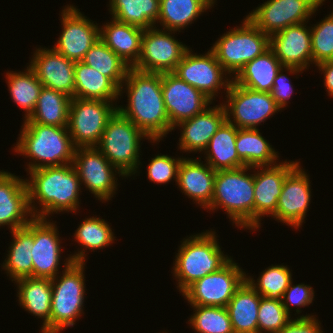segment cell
I'll return each mask as SVG.
<instances>
[{"label":"cell","mask_w":333,"mask_h":333,"mask_svg":"<svg viewBox=\"0 0 333 333\" xmlns=\"http://www.w3.org/2000/svg\"><path fill=\"white\" fill-rule=\"evenodd\" d=\"M123 88L127 92L128 105H119L117 110L138 127L150 142H160L169 131L174 130L164 106L161 73L130 67L121 85L120 96L124 93Z\"/></svg>","instance_id":"6da1fadb"},{"label":"cell","mask_w":333,"mask_h":333,"mask_svg":"<svg viewBox=\"0 0 333 333\" xmlns=\"http://www.w3.org/2000/svg\"><path fill=\"white\" fill-rule=\"evenodd\" d=\"M29 206L33 217H49L53 212H75L79 206L80 179L72 163L29 171ZM42 210L38 211L35 201ZM35 203V204H33ZM33 204V205H32Z\"/></svg>","instance_id":"7a4b0ae2"},{"label":"cell","mask_w":333,"mask_h":333,"mask_svg":"<svg viewBox=\"0 0 333 333\" xmlns=\"http://www.w3.org/2000/svg\"><path fill=\"white\" fill-rule=\"evenodd\" d=\"M19 134L15 152L30 157L27 172L47 166L71 164L76 147L67 126H50L24 123ZM41 162V163H40Z\"/></svg>","instance_id":"3957f363"},{"label":"cell","mask_w":333,"mask_h":333,"mask_svg":"<svg viewBox=\"0 0 333 333\" xmlns=\"http://www.w3.org/2000/svg\"><path fill=\"white\" fill-rule=\"evenodd\" d=\"M85 249L70 255L64 263L63 276L51 279L52 299L50 333H60L75 325L82 315L85 294L84 265ZM59 278V279H58Z\"/></svg>","instance_id":"277c9868"},{"label":"cell","mask_w":333,"mask_h":333,"mask_svg":"<svg viewBox=\"0 0 333 333\" xmlns=\"http://www.w3.org/2000/svg\"><path fill=\"white\" fill-rule=\"evenodd\" d=\"M216 237L214 231L206 230L183 239L172 272L181 293L195 281L220 270L232 259L224 255Z\"/></svg>","instance_id":"5b68a950"},{"label":"cell","mask_w":333,"mask_h":333,"mask_svg":"<svg viewBox=\"0 0 333 333\" xmlns=\"http://www.w3.org/2000/svg\"><path fill=\"white\" fill-rule=\"evenodd\" d=\"M252 167L217 170L211 204L206 208H223L238 228L254 229V174Z\"/></svg>","instance_id":"8992f818"},{"label":"cell","mask_w":333,"mask_h":333,"mask_svg":"<svg viewBox=\"0 0 333 333\" xmlns=\"http://www.w3.org/2000/svg\"><path fill=\"white\" fill-rule=\"evenodd\" d=\"M147 136L118 110L108 120L96 146L108 161L123 175H135L140 165L142 138Z\"/></svg>","instance_id":"52a82bcc"},{"label":"cell","mask_w":333,"mask_h":333,"mask_svg":"<svg viewBox=\"0 0 333 333\" xmlns=\"http://www.w3.org/2000/svg\"><path fill=\"white\" fill-rule=\"evenodd\" d=\"M236 27L220 36L211 50L228 74L237 75L248 62L269 49L270 37L247 17Z\"/></svg>","instance_id":"ba28073f"},{"label":"cell","mask_w":333,"mask_h":333,"mask_svg":"<svg viewBox=\"0 0 333 333\" xmlns=\"http://www.w3.org/2000/svg\"><path fill=\"white\" fill-rule=\"evenodd\" d=\"M116 111L113 101L72 98L67 128L74 146L96 147Z\"/></svg>","instance_id":"9c48e42d"},{"label":"cell","mask_w":333,"mask_h":333,"mask_svg":"<svg viewBox=\"0 0 333 333\" xmlns=\"http://www.w3.org/2000/svg\"><path fill=\"white\" fill-rule=\"evenodd\" d=\"M226 94L228 104L223 105L227 121L240 129H257L258 124L281 110L271 93L248 89L233 80Z\"/></svg>","instance_id":"30bf717a"},{"label":"cell","mask_w":333,"mask_h":333,"mask_svg":"<svg viewBox=\"0 0 333 333\" xmlns=\"http://www.w3.org/2000/svg\"><path fill=\"white\" fill-rule=\"evenodd\" d=\"M232 259L220 270L195 281L182 295L190 305L226 307L246 280V273Z\"/></svg>","instance_id":"8fae6325"},{"label":"cell","mask_w":333,"mask_h":333,"mask_svg":"<svg viewBox=\"0 0 333 333\" xmlns=\"http://www.w3.org/2000/svg\"><path fill=\"white\" fill-rule=\"evenodd\" d=\"M175 32L159 30L154 26L145 29L141 39L139 59L133 68L154 73L174 72L189 49L170 35Z\"/></svg>","instance_id":"7c38bea8"},{"label":"cell","mask_w":333,"mask_h":333,"mask_svg":"<svg viewBox=\"0 0 333 333\" xmlns=\"http://www.w3.org/2000/svg\"><path fill=\"white\" fill-rule=\"evenodd\" d=\"M325 0H267L246 17L269 37L306 22Z\"/></svg>","instance_id":"4fadbf2b"},{"label":"cell","mask_w":333,"mask_h":333,"mask_svg":"<svg viewBox=\"0 0 333 333\" xmlns=\"http://www.w3.org/2000/svg\"><path fill=\"white\" fill-rule=\"evenodd\" d=\"M72 165L80 183H83L98 200H111L118 186L116 173L123 175L97 147L76 148Z\"/></svg>","instance_id":"5bb4252c"},{"label":"cell","mask_w":333,"mask_h":333,"mask_svg":"<svg viewBox=\"0 0 333 333\" xmlns=\"http://www.w3.org/2000/svg\"><path fill=\"white\" fill-rule=\"evenodd\" d=\"M173 73L181 80H184L201 91L212 101L215 99L214 96H217L219 93L218 90L220 91L222 87H224L227 92L233 80L224 77V75L227 76L228 73L217 61L211 49L208 50L205 55L193 54L192 51L188 49Z\"/></svg>","instance_id":"9a60e30c"},{"label":"cell","mask_w":333,"mask_h":333,"mask_svg":"<svg viewBox=\"0 0 333 333\" xmlns=\"http://www.w3.org/2000/svg\"><path fill=\"white\" fill-rule=\"evenodd\" d=\"M73 5L62 10V32L53 49L74 62L82 61L100 38V28Z\"/></svg>","instance_id":"2e32d148"},{"label":"cell","mask_w":333,"mask_h":333,"mask_svg":"<svg viewBox=\"0 0 333 333\" xmlns=\"http://www.w3.org/2000/svg\"><path fill=\"white\" fill-rule=\"evenodd\" d=\"M162 94L169 122L175 129L179 122L201 113L212 101L176 74L161 73Z\"/></svg>","instance_id":"e0dca14e"},{"label":"cell","mask_w":333,"mask_h":333,"mask_svg":"<svg viewBox=\"0 0 333 333\" xmlns=\"http://www.w3.org/2000/svg\"><path fill=\"white\" fill-rule=\"evenodd\" d=\"M299 164L287 174L278 198L276 212L272 215L279 222L297 229L305 221L311 200L309 175Z\"/></svg>","instance_id":"ac0fdd59"},{"label":"cell","mask_w":333,"mask_h":333,"mask_svg":"<svg viewBox=\"0 0 333 333\" xmlns=\"http://www.w3.org/2000/svg\"><path fill=\"white\" fill-rule=\"evenodd\" d=\"M298 163L286 160L272 166L254 167L258 170L254 173V229L261 226L262 216L276 212L285 178Z\"/></svg>","instance_id":"d6986e66"},{"label":"cell","mask_w":333,"mask_h":333,"mask_svg":"<svg viewBox=\"0 0 333 333\" xmlns=\"http://www.w3.org/2000/svg\"><path fill=\"white\" fill-rule=\"evenodd\" d=\"M41 48L35 50L29 68L43 87L63 92L74 98L75 62L56 52L53 48Z\"/></svg>","instance_id":"ffe728a7"},{"label":"cell","mask_w":333,"mask_h":333,"mask_svg":"<svg viewBox=\"0 0 333 333\" xmlns=\"http://www.w3.org/2000/svg\"><path fill=\"white\" fill-rule=\"evenodd\" d=\"M56 227L47 218L33 217V277L53 279L59 274L62 249Z\"/></svg>","instance_id":"44dd1931"},{"label":"cell","mask_w":333,"mask_h":333,"mask_svg":"<svg viewBox=\"0 0 333 333\" xmlns=\"http://www.w3.org/2000/svg\"><path fill=\"white\" fill-rule=\"evenodd\" d=\"M32 218L26 180L0 171V226L8 225L13 231L25 227Z\"/></svg>","instance_id":"7402d4cb"},{"label":"cell","mask_w":333,"mask_h":333,"mask_svg":"<svg viewBox=\"0 0 333 333\" xmlns=\"http://www.w3.org/2000/svg\"><path fill=\"white\" fill-rule=\"evenodd\" d=\"M304 24L291 25L270 36L269 48L284 67L304 70L313 63L311 29Z\"/></svg>","instance_id":"603a6c76"},{"label":"cell","mask_w":333,"mask_h":333,"mask_svg":"<svg viewBox=\"0 0 333 333\" xmlns=\"http://www.w3.org/2000/svg\"><path fill=\"white\" fill-rule=\"evenodd\" d=\"M227 120L222 104L205 108L194 117L181 121L175 127H181L179 149L185 152L204 151L220 126Z\"/></svg>","instance_id":"cb8c5ba5"},{"label":"cell","mask_w":333,"mask_h":333,"mask_svg":"<svg viewBox=\"0 0 333 333\" xmlns=\"http://www.w3.org/2000/svg\"><path fill=\"white\" fill-rule=\"evenodd\" d=\"M216 170L207 163L203 164L201 158H182L177 173L176 183L189 198L198 205L207 208L211 204L214 193Z\"/></svg>","instance_id":"d4e9b609"},{"label":"cell","mask_w":333,"mask_h":333,"mask_svg":"<svg viewBox=\"0 0 333 333\" xmlns=\"http://www.w3.org/2000/svg\"><path fill=\"white\" fill-rule=\"evenodd\" d=\"M15 283L18 286L17 297L20 306L44 321L41 333H50L51 279L23 277L15 280Z\"/></svg>","instance_id":"484cf974"},{"label":"cell","mask_w":333,"mask_h":333,"mask_svg":"<svg viewBox=\"0 0 333 333\" xmlns=\"http://www.w3.org/2000/svg\"><path fill=\"white\" fill-rule=\"evenodd\" d=\"M111 21L100 28V39L124 62L133 67L139 59L144 29L118 22L113 18Z\"/></svg>","instance_id":"4316f807"},{"label":"cell","mask_w":333,"mask_h":333,"mask_svg":"<svg viewBox=\"0 0 333 333\" xmlns=\"http://www.w3.org/2000/svg\"><path fill=\"white\" fill-rule=\"evenodd\" d=\"M261 296L245 280L226 308L234 333H258V309Z\"/></svg>","instance_id":"83f0119b"},{"label":"cell","mask_w":333,"mask_h":333,"mask_svg":"<svg viewBox=\"0 0 333 333\" xmlns=\"http://www.w3.org/2000/svg\"><path fill=\"white\" fill-rule=\"evenodd\" d=\"M282 67L284 66L269 48L248 62L232 79L236 84L248 89L270 93L274 79Z\"/></svg>","instance_id":"f1b7e54d"},{"label":"cell","mask_w":333,"mask_h":333,"mask_svg":"<svg viewBox=\"0 0 333 333\" xmlns=\"http://www.w3.org/2000/svg\"><path fill=\"white\" fill-rule=\"evenodd\" d=\"M237 127L227 120L211 137L207 148L206 163L213 170H227L244 167L236 149Z\"/></svg>","instance_id":"f546056e"},{"label":"cell","mask_w":333,"mask_h":333,"mask_svg":"<svg viewBox=\"0 0 333 333\" xmlns=\"http://www.w3.org/2000/svg\"><path fill=\"white\" fill-rule=\"evenodd\" d=\"M13 239L7 259L3 262V268L15 281L23 277H33V259L31 250L33 248V218L23 228L10 231Z\"/></svg>","instance_id":"4dcf8cb0"},{"label":"cell","mask_w":333,"mask_h":333,"mask_svg":"<svg viewBox=\"0 0 333 333\" xmlns=\"http://www.w3.org/2000/svg\"><path fill=\"white\" fill-rule=\"evenodd\" d=\"M74 97L115 101L120 96V89L106 76L82 61L75 62Z\"/></svg>","instance_id":"1f68e13d"},{"label":"cell","mask_w":333,"mask_h":333,"mask_svg":"<svg viewBox=\"0 0 333 333\" xmlns=\"http://www.w3.org/2000/svg\"><path fill=\"white\" fill-rule=\"evenodd\" d=\"M216 0H160L159 22L165 30L179 31L210 9Z\"/></svg>","instance_id":"d6a6232c"},{"label":"cell","mask_w":333,"mask_h":333,"mask_svg":"<svg viewBox=\"0 0 333 333\" xmlns=\"http://www.w3.org/2000/svg\"><path fill=\"white\" fill-rule=\"evenodd\" d=\"M235 143L239 159L245 166L254 168L277 164L278 152L264 139L259 129L237 128Z\"/></svg>","instance_id":"836d02e7"},{"label":"cell","mask_w":333,"mask_h":333,"mask_svg":"<svg viewBox=\"0 0 333 333\" xmlns=\"http://www.w3.org/2000/svg\"><path fill=\"white\" fill-rule=\"evenodd\" d=\"M71 99L63 92L43 87L33 113L24 123L67 126Z\"/></svg>","instance_id":"e575fe53"},{"label":"cell","mask_w":333,"mask_h":333,"mask_svg":"<svg viewBox=\"0 0 333 333\" xmlns=\"http://www.w3.org/2000/svg\"><path fill=\"white\" fill-rule=\"evenodd\" d=\"M111 17L142 29L155 26L160 0H109Z\"/></svg>","instance_id":"d590c367"},{"label":"cell","mask_w":333,"mask_h":333,"mask_svg":"<svg viewBox=\"0 0 333 333\" xmlns=\"http://www.w3.org/2000/svg\"><path fill=\"white\" fill-rule=\"evenodd\" d=\"M82 62L108 77L119 89L130 66L114 53L100 38L87 51Z\"/></svg>","instance_id":"8d00e7d4"},{"label":"cell","mask_w":333,"mask_h":333,"mask_svg":"<svg viewBox=\"0 0 333 333\" xmlns=\"http://www.w3.org/2000/svg\"><path fill=\"white\" fill-rule=\"evenodd\" d=\"M6 79L12 100L26 111L24 120L28 119L36 107L43 85L29 66L25 72H7Z\"/></svg>","instance_id":"74e56055"},{"label":"cell","mask_w":333,"mask_h":333,"mask_svg":"<svg viewBox=\"0 0 333 333\" xmlns=\"http://www.w3.org/2000/svg\"><path fill=\"white\" fill-rule=\"evenodd\" d=\"M261 273L257 283L250 276H246V281L260 296L273 300H282L285 290L292 280L290 269L285 265H272Z\"/></svg>","instance_id":"f35d334b"},{"label":"cell","mask_w":333,"mask_h":333,"mask_svg":"<svg viewBox=\"0 0 333 333\" xmlns=\"http://www.w3.org/2000/svg\"><path fill=\"white\" fill-rule=\"evenodd\" d=\"M188 324L197 333H234L226 307L197 306Z\"/></svg>","instance_id":"ab89813d"},{"label":"cell","mask_w":333,"mask_h":333,"mask_svg":"<svg viewBox=\"0 0 333 333\" xmlns=\"http://www.w3.org/2000/svg\"><path fill=\"white\" fill-rule=\"evenodd\" d=\"M75 241L86 250L104 249L114 242V233L109 224L100 217L85 219L76 229Z\"/></svg>","instance_id":"60d3db41"},{"label":"cell","mask_w":333,"mask_h":333,"mask_svg":"<svg viewBox=\"0 0 333 333\" xmlns=\"http://www.w3.org/2000/svg\"><path fill=\"white\" fill-rule=\"evenodd\" d=\"M282 300L261 296L258 309V333H278L291 319Z\"/></svg>","instance_id":"b9f144b4"},{"label":"cell","mask_w":333,"mask_h":333,"mask_svg":"<svg viewBox=\"0 0 333 333\" xmlns=\"http://www.w3.org/2000/svg\"><path fill=\"white\" fill-rule=\"evenodd\" d=\"M327 16L310 28L312 60L316 65L333 60V10Z\"/></svg>","instance_id":"7bdbcfd3"},{"label":"cell","mask_w":333,"mask_h":333,"mask_svg":"<svg viewBox=\"0 0 333 333\" xmlns=\"http://www.w3.org/2000/svg\"><path fill=\"white\" fill-rule=\"evenodd\" d=\"M182 158H173L168 155H156L147 166L148 179L154 183H168L173 179L177 181L178 167Z\"/></svg>","instance_id":"ee69618b"},{"label":"cell","mask_w":333,"mask_h":333,"mask_svg":"<svg viewBox=\"0 0 333 333\" xmlns=\"http://www.w3.org/2000/svg\"><path fill=\"white\" fill-rule=\"evenodd\" d=\"M292 283L293 281L291 280L282 297L283 306L289 315L290 306H298L296 312L299 314V312L301 313L299 307L310 305L314 298V290L311 286L305 284L292 285Z\"/></svg>","instance_id":"f6af8a7d"},{"label":"cell","mask_w":333,"mask_h":333,"mask_svg":"<svg viewBox=\"0 0 333 333\" xmlns=\"http://www.w3.org/2000/svg\"><path fill=\"white\" fill-rule=\"evenodd\" d=\"M283 68L287 72L289 71V74H296L299 72L302 73L303 71L302 69L297 67H282L277 76L275 77L273 88L270 93L280 109L286 107L287 102L293 93V87L290 84L291 82H289V78L285 74H283V72H285L283 71Z\"/></svg>","instance_id":"bcb514c9"},{"label":"cell","mask_w":333,"mask_h":333,"mask_svg":"<svg viewBox=\"0 0 333 333\" xmlns=\"http://www.w3.org/2000/svg\"><path fill=\"white\" fill-rule=\"evenodd\" d=\"M278 333H323L320 321L314 315H302L291 319Z\"/></svg>","instance_id":"7dc6e473"},{"label":"cell","mask_w":333,"mask_h":333,"mask_svg":"<svg viewBox=\"0 0 333 333\" xmlns=\"http://www.w3.org/2000/svg\"><path fill=\"white\" fill-rule=\"evenodd\" d=\"M315 66H318L319 70L324 73V86L328 95L333 96V60L323 61Z\"/></svg>","instance_id":"c3c4849f"}]
</instances>
